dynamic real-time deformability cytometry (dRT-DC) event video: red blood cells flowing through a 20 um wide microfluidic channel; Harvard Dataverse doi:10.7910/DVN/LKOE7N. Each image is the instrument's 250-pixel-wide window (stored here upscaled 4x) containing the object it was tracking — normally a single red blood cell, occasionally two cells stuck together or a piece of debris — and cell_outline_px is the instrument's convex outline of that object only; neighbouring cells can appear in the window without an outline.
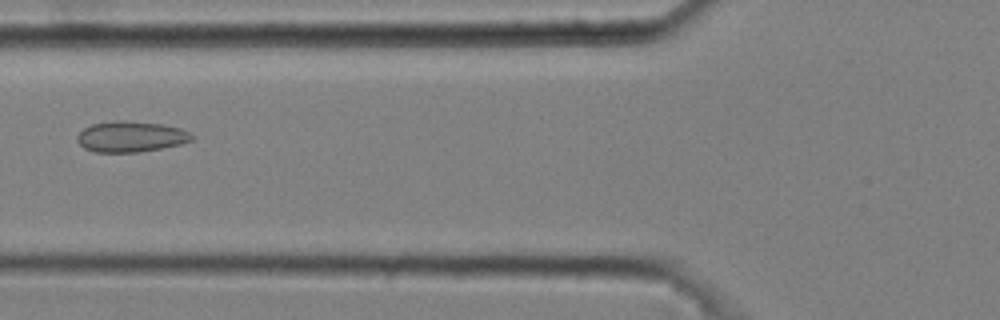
{"species": "common noctule bat (a hibernating species)", "species_latin": "Nyctalus noctula", "temperature_condition": "cold", "stored_images_in_passage": 8, "camera_frame_rate_fps": 3000, "um_per_image_px": 0.085, "animal": {"sex": "male", "body_mass_g": 20.4}, "frame": {"image": 1, "passage_image": 5, "time_ms": 1.333, "image_size_px": [1000, 320], "cell_outline_px": [[196, 136], [192, 140], [180, 144], [160, 148], [136, 152], [96, 152], [84, 148], [76, 140], [76, 136], [84, 128], [92, 124], [116, 120], [124, 120], [164, 124], [180, 128]], "centroid_in_image_um": [11.12, 11.6], "position_along_channel_um": 114.7, "area_um2": 20.58}}
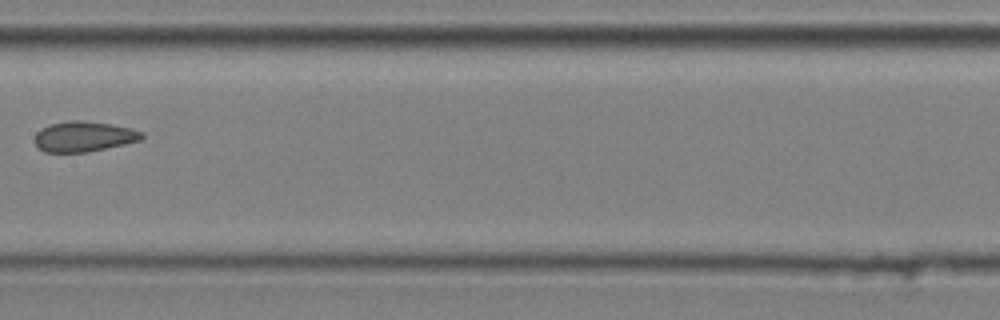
{"frame": {"image": 2, "passage_image": 7, "time_ms": 2.0, "image_size_px": [1000, 320], "cell_outline_px": [[144, 136], [140, 140], [124, 144], [88, 152], [44, 152], [36, 148], [36, 132], [52, 124], [68, 120], [80, 120], [108, 124], [132, 128], [144, 132]], "centroid_in_image_um": [7.13, 11.61], "position_along_channel_um": 200.3, "area_um2": 18.79}}
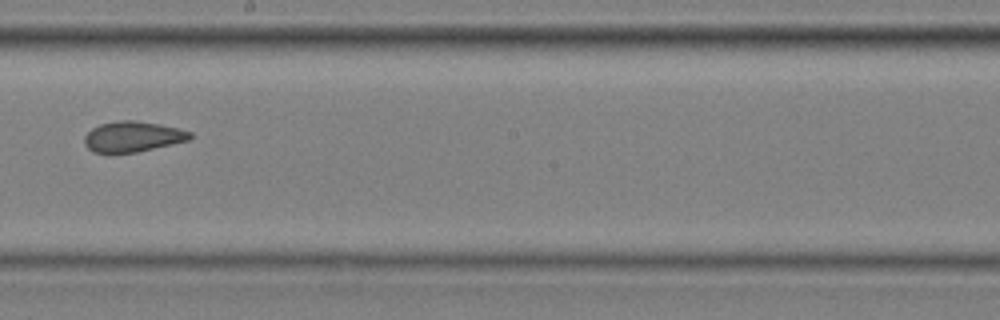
{"frame": {"image": 3, "passage_image": 8, "time_ms": 2.333, "image_size_px": [1000, 320], "cell_outline_px": [[192, 136], [188, 140], [172, 144], [136, 152], [108, 156], [92, 152], [84, 144], [84, 136], [92, 128], [100, 124], [116, 120], [136, 120], [160, 124], [180, 128], [192, 132]], "centroid_in_image_um": [11.22, 11.64], "position_along_channel_um": 237.0, "area_um2": 19.42}}